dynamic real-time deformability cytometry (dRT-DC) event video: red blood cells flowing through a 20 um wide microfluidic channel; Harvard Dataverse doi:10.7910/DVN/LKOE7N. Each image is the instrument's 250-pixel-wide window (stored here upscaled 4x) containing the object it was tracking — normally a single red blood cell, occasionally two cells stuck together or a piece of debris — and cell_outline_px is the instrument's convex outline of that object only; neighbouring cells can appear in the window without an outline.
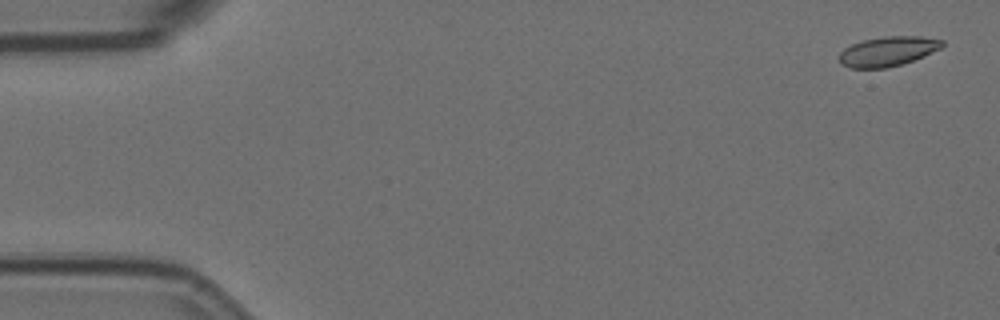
{"species": "Egyptian fruit bat (a non-hibernating species)", "species_latin": "Rousettus aegyptiacus", "temperature_condition": "room temperature", "stored_images_in_passage": 10, "camera_frame_rate_fps": 3000, "um_per_image_px": 0.085, "animal": {"sex": "female"}, "frame": {"image": 1, "passage_image": 1, "time_ms": 0.0, "image_size_px": [1000, 320], "cell_outline_px": [[944, 44], [940, 48], [924, 56], [888, 68], [852, 68], [840, 64], [840, 52], [844, 48], [852, 44], [864, 40], [884, 36], [920, 36], [944, 40]], "centroid_in_image_um": [75.46, 4.36], "position_along_channel_um": 9.5, "area_um2": 17.69}}
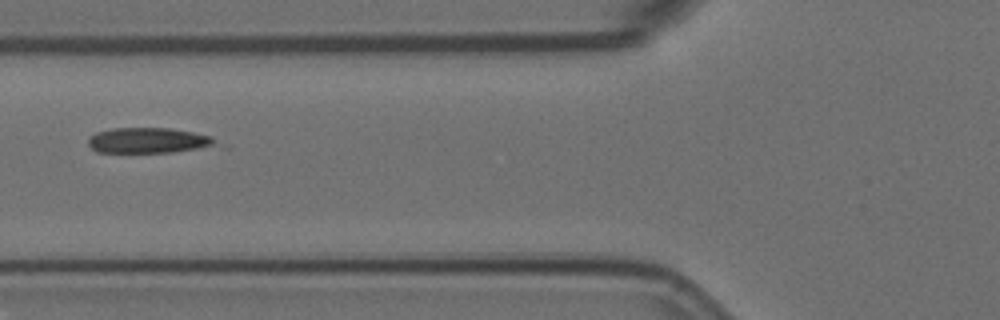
{"frame": {"image": 2, "passage_image": 6, "time_ms": 1.667, "image_size_px": [1000, 320], "cell_outline_px": [[232, 148], [172, 152], [96, 152], [88, 144], [88, 140], [96, 132], [112, 128], [168, 128], [192, 132], [212, 136], [228, 144]], "centroid_in_image_um": [12.96, 11.97], "position_along_channel_um": 112.8, "area_um2": 20.06}}
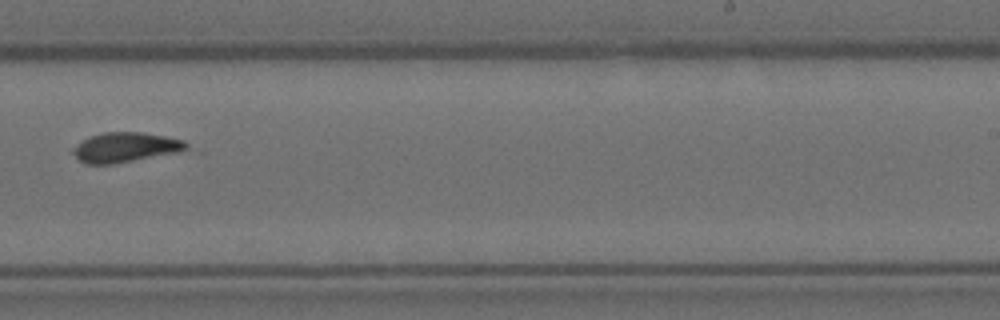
{"frame": {"image": 3, "passage_image": 10, "time_ms": 3.0, "image_size_px": [1000, 320], "cell_outline_px": [[192, 148], [180, 152], [112, 164], [84, 164], [72, 152], [72, 148], [84, 140], [92, 136], [104, 132], [140, 132], [164, 136], [184, 140]], "centroid_in_image_um": [10.71, 12.53], "position_along_channel_um": 278.3, "area_um2": 19.59}}